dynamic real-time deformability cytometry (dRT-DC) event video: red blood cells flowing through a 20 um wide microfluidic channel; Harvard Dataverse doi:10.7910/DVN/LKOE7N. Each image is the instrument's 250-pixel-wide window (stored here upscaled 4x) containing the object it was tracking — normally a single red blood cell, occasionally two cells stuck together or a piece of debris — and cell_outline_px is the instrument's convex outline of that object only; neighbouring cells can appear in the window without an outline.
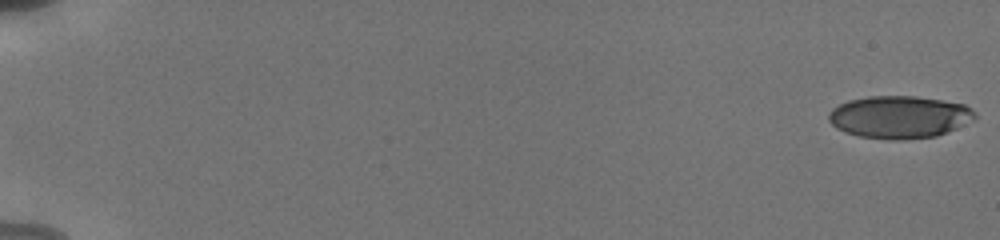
{"species": "human", "species_latin": "Homo sapiens", "temperature_condition": "cold", "stored_images_in_passage": 56, "camera_frame_rate_fps": 3000, "um_per_image_px": 0.085, "donor": {"sex": "male"}, "frame": {"image": 1, "passage_image": 1, "time_ms": 0.0, "image_size_px": [1000, 240], "cell_outline_px": [[976, 120], [948, 132], [936, 136], [900, 140], [888, 140], [860, 136], [844, 132], [836, 128], [828, 120], [828, 112], [832, 108], [848, 100], [868, 96], [916, 96], [964, 104], [972, 108], [976, 112]], "centroid_in_image_um": [76.46, 9.95], "position_along_channel_um": 8.5, "area_um2": 36.59}}
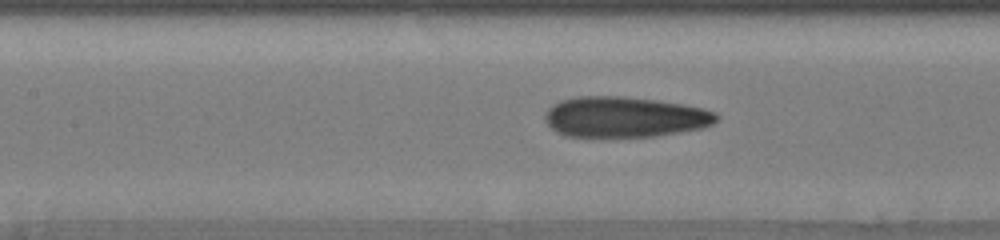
{"frame": {"image": 2, "passage_image": 28, "time_ms": 9.0, "image_size_px": [1000, 240], "cell_outline_px": [[720, 116], [712, 124], [704, 128], [656, 136], [564, 136], [556, 132], [544, 120], [544, 112], [552, 104], [560, 100], [576, 96], [624, 96], [656, 100], [684, 104], [704, 108], [716, 112]], "centroid_in_image_um": [53.09, 9.93], "position_along_channel_um": 154.3, "area_um2": 40.86}}
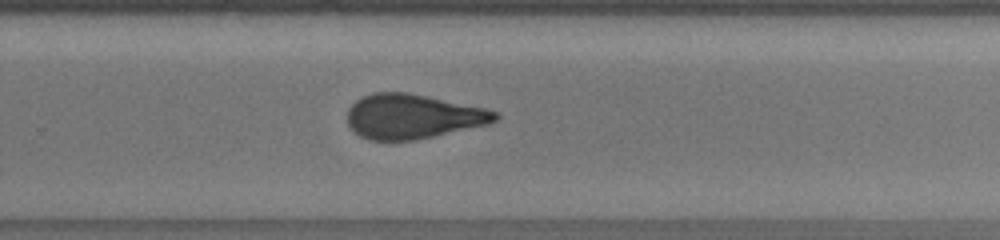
{"frame": {"image": 3, "passage_image": 39, "time_ms": 12.667, "image_size_px": [1000, 240], "cell_outline_px": [[500, 116], [496, 120], [488, 124], [416, 140], [368, 140], [360, 136], [348, 124], [348, 108], [360, 96], [372, 92], [408, 92], [484, 108], [500, 112]], "centroid_in_image_um": [35.07, 9.89], "position_along_channel_um": 294.7, "area_um2": 38.38}, "authors_computed_cell_mechanics": {"area_um2": 38.437, "velocity_mm_per_s": 3.8421, "shape_relaxation_time_tau1_ms": 5.7498, "shape_relaxation_time_tau2_ms": 1.5877, "deformation_change_tau1": 0.189, "deformation_change_tau2": 0.0953}}